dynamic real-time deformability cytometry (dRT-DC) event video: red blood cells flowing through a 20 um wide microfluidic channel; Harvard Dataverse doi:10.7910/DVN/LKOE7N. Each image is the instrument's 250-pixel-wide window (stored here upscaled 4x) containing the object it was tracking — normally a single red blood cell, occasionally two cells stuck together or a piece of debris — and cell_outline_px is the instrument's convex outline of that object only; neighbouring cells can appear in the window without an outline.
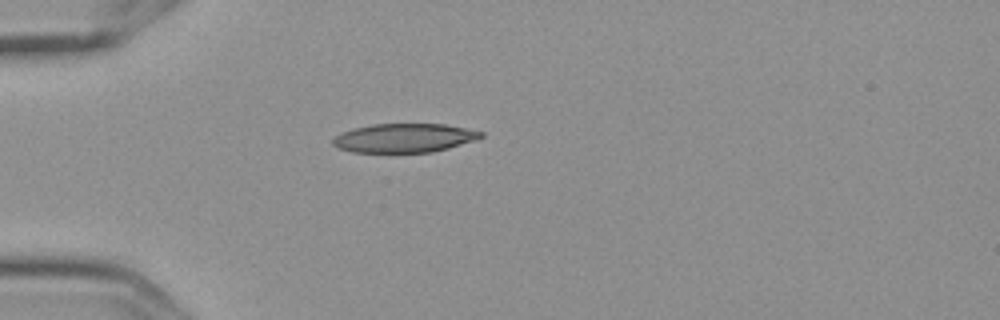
{"species": "Egyptian fruit bat (a non-hibernating species)", "species_latin": "Rousettus aegyptiacus", "temperature_condition": "cold", "stored_images_in_passage": 1, "camera_frame_rate_fps": 3000, "um_per_image_px": 0.085, "frame": {"image": 1, "passage_image": 1, "time_ms": 0.0, "image_size_px": [1000, 320], "cell_outline_px": [[484, 136], [476, 140], [448, 148], [432, 152], [352, 152], [340, 148], [332, 144], [332, 140], [336, 136], [352, 128], [372, 124], [444, 124], [484, 132]], "centroid_in_image_um": [34.37, 11.72], "position_along_channel_um": 50.6, "area_um2": 24.8}}